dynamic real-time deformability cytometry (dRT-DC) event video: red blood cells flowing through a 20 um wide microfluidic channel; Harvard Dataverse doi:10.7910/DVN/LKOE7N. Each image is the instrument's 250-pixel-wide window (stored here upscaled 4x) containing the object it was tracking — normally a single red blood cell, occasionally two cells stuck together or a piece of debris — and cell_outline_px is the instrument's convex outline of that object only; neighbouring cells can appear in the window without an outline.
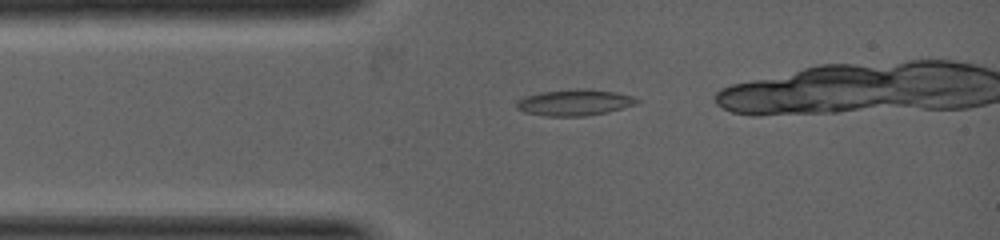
{"species": "common noctule bat (a hibernating species)", "species_latin": "Nyctalus noctula", "temperature_condition": "warm", "stored_images_in_passage": 3, "camera_frame_rate_fps": 5000, "um_per_image_px": 0.085, "animal": {"sex": "female", "body_mass_g": 19.0, "forearm_length_mm": 53.3}, "frame": {"image": 1, "passage_image": 2, "time_ms": 0.4, "image_size_px": [1000, 240], "cell_outline_px": [[640, 100], [636, 104], [608, 112], [584, 116], [548, 116], [524, 112], [516, 108], [516, 104], [524, 96], [544, 92], [584, 88], [588, 88], [616, 92], [632, 96]], "centroid_in_image_um": [48.86, 8.71], "position_along_channel_um": 36.1, "area_um2": 18.21}}